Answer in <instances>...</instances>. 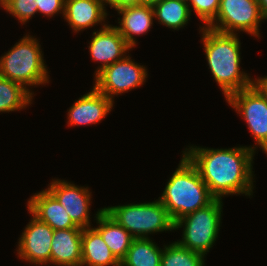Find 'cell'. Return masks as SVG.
I'll use <instances>...</instances> for the list:
<instances>
[{"label":"cell","mask_w":267,"mask_h":266,"mask_svg":"<svg viewBox=\"0 0 267 266\" xmlns=\"http://www.w3.org/2000/svg\"><path fill=\"white\" fill-rule=\"evenodd\" d=\"M256 147L211 149L190 146L183 154L197 168L215 199L224 195L253 193L252 161Z\"/></svg>","instance_id":"6da1fadb"},{"label":"cell","mask_w":267,"mask_h":266,"mask_svg":"<svg viewBox=\"0 0 267 266\" xmlns=\"http://www.w3.org/2000/svg\"><path fill=\"white\" fill-rule=\"evenodd\" d=\"M202 41L211 73L225 99L252 86V79L240 71V41L236 34L221 33L202 26Z\"/></svg>","instance_id":"7a4b0ae2"},{"label":"cell","mask_w":267,"mask_h":266,"mask_svg":"<svg viewBox=\"0 0 267 266\" xmlns=\"http://www.w3.org/2000/svg\"><path fill=\"white\" fill-rule=\"evenodd\" d=\"M178 168L168 180L159 201L176 222L210 204L215 198L201 179L197 168L182 154Z\"/></svg>","instance_id":"3957f363"},{"label":"cell","mask_w":267,"mask_h":266,"mask_svg":"<svg viewBox=\"0 0 267 266\" xmlns=\"http://www.w3.org/2000/svg\"><path fill=\"white\" fill-rule=\"evenodd\" d=\"M41 46L36 38L24 36L0 58V76L26 86L49 83Z\"/></svg>","instance_id":"277c9868"},{"label":"cell","mask_w":267,"mask_h":266,"mask_svg":"<svg viewBox=\"0 0 267 266\" xmlns=\"http://www.w3.org/2000/svg\"><path fill=\"white\" fill-rule=\"evenodd\" d=\"M104 211L134 238H149V233L176 230L175 222L159 199L149 203L104 207Z\"/></svg>","instance_id":"5b68a950"},{"label":"cell","mask_w":267,"mask_h":266,"mask_svg":"<svg viewBox=\"0 0 267 266\" xmlns=\"http://www.w3.org/2000/svg\"><path fill=\"white\" fill-rule=\"evenodd\" d=\"M222 200L214 199L207 206L185 215L175 222V229L183 228V238L177 242L191 251L209 252L215 243L221 223ZM184 225V226H183Z\"/></svg>","instance_id":"8992f818"},{"label":"cell","mask_w":267,"mask_h":266,"mask_svg":"<svg viewBox=\"0 0 267 266\" xmlns=\"http://www.w3.org/2000/svg\"><path fill=\"white\" fill-rule=\"evenodd\" d=\"M262 20L257 0H220L216 17L206 27L227 34L240 30L260 37L259 23Z\"/></svg>","instance_id":"52a82bcc"},{"label":"cell","mask_w":267,"mask_h":266,"mask_svg":"<svg viewBox=\"0 0 267 266\" xmlns=\"http://www.w3.org/2000/svg\"><path fill=\"white\" fill-rule=\"evenodd\" d=\"M127 56L106 66L95 75L94 87L113 100L114 95L126 93L146 82L147 69Z\"/></svg>","instance_id":"ba28073f"},{"label":"cell","mask_w":267,"mask_h":266,"mask_svg":"<svg viewBox=\"0 0 267 266\" xmlns=\"http://www.w3.org/2000/svg\"><path fill=\"white\" fill-rule=\"evenodd\" d=\"M226 101L242 115L257 145L267 154V100L252 85L231 94Z\"/></svg>","instance_id":"9c48e42d"},{"label":"cell","mask_w":267,"mask_h":266,"mask_svg":"<svg viewBox=\"0 0 267 266\" xmlns=\"http://www.w3.org/2000/svg\"><path fill=\"white\" fill-rule=\"evenodd\" d=\"M18 242V256L35 265L50 264L54 230L32 215Z\"/></svg>","instance_id":"30bf717a"},{"label":"cell","mask_w":267,"mask_h":266,"mask_svg":"<svg viewBox=\"0 0 267 266\" xmlns=\"http://www.w3.org/2000/svg\"><path fill=\"white\" fill-rule=\"evenodd\" d=\"M47 190L64 206L72 221L80 228L91 227L88 187H79L65 180H53Z\"/></svg>","instance_id":"8fae6325"},{"label":"cell","mask_w":267,"mask_h":266,"mask_svg":"<svg viewBox=\"0 0 267 266\" xmlns=\"http://www.w3.org/2000/svg\"><path fill=\"white\" fill-rule=\"evenodd\" d=\"M91 38L92 41L89 43L91 58L102 64L95 75L104 67L124 59L126 52L132 49L113 25L104 24L99 31L93 32Z\"/></svg>","instance_id":"7c38bea8"},{"label":"cell","mask_w":267,"mask_h":266,"mask_svg":"<svg viewBox=\"0 0 267 266\" xmlns=\"http://www.w3.org/2000/svg\"><path fill=\"white\" fill-rule=\"evenodd\" d=\"M114 101L93 89L81 96L68 111V126L97 124L111 111Z\"/></svg>","instance_id":"4fadbf2b"},{"label":"cell","mask_w":267,"mask_h":266,"mask_svg":"<svg viewBox=\"0 0 267 266\" xmlns=\"http://www.w3.org/2000/svg\"><path fill=\"white\" fill-rule=\"evenodd\" d=\"M27 206L30 214L53 230L80 228L72 221L64 206L47 189L32 195Z\"/></svg>","instance_id":"5bb4252c"},{"label":"cell","mask_w":267,"mask_h":266,"mask_svg":"<svg viewBox=\"0 0 267 266\" xmlns=\"http://www.w3.org/2000/svg\"><path fill=\"white\" fill-rule=\"evenodd\" d=\"M82 228L54 230L51 242L50 264L81 266Z\"/></svg>","instance_id":"9a60e30c"},{"label":"cell","mask_w":267,"mask_h":266,"mask_svg":"<svg viewBox=\"0 0 267 266\" xmlns=\"http://www.w3.org/2000/svg\"><path fill=\"white\" fill-rule=\"evenodd\" d=\"M103 0H65L64 18L74 32L102 23L107 17Z\"/></svg>","instance_id":"2e32d148"},{"label":"cell","mask_w":267,"mask_h":266,"mask_svg":"<svg viewBox=\"0 0 267 266\" xmlns=\"http://www.w3.org/2000/svg\"><path fill=\"white\" fill-rule=\"evenodd\" d=\"M122 18L115 26L125 41L133 48L136 45L134 35L147 33L153 24L154 9L145 5H134L117 10Z\"/></svg>","instance_id":"e0dca14e"},{"label":"cell","mask_w":267,"mask_h":266,"mask_svg":"<svg viewBox=\"0 0 267 266\" xmlns=\"http://www.w3.org/2000/svg\"><path fill=\"white\" fill-rule=\"evenodd\" d=\"M95 218L99 226L94 229L101 235L114 256L121 261L125 257L134 237L111 218L104 211V208L98 210Z\"/></svg>","instance_id":"ac0fdd59"},{"label":"cell","mask_w":267,"mask_h":266,"mask_svg":"<svg viewBox=\"0 0 267 266\" xmlns=\"http://www.w3.org/2000/svg\"><path fill=\"white\" fill-rule=\"evenodd\" d=\"M120 266L101 235L91 227L83 228L81 266Z\"/></svg>","instance_id":"d6986e66"},{"label":"cell","mask_w":267,"mask_h":266,"mask_svg":"<svg viewBox=\"0 0 267 266\" xmlns=\"http://www.w3.org/2000/svg\"><path fill=\"white\" fill-rule=\"evenodd\" d=\"M163 248L149 238H134L120 266H161Z\"/></svg>","instance_id":"ffe728a7"},{"label":"cell","mask_w":267,"mask_h":266,"mask_svg":"<svg viewBox=\"0 0 267 266\" xmlns=\"http://www.w3.org/2000/svg\"><path fill=\"white\" fill-rule=\"evenodd\" d=\"M190 4L179 0H162L153 7L154 17L174 30L184 27L191 18Z\"/></svg>","instance_id":"44dd1931"},{"label":"cell","mask_w":267,"mask_h":266,"mask_svg":"<svg viewBox=\"0 0 267 266\" xmlns=\"http://www.w3.org/2000/svg\"><path fill=\"white\" fill-rule=\"evenodd\" d=\"M32 92L21 84L0 76V112H12L31 104Z\"/></svg>","instance_id":"7402d4cb"},{"label":"cell","mask_w":267,"mask_h":266,"mask_svg":"<svg viewBox=\"0 0 267 266\" xmlns=\"http://www.w3.org/2000/svg\"><path fill=\"white\" fill-rule=\"evenodd\" d=\"M164 246L161 266H205L202 254L182 247L176 241Z\"/></svg>","instance_id":"603a6c76"},{"label":"cell","mask_w":267,"mask_h":266,"mask_svg":"<svg viewBox=\"0 0 267 266\" xmlns=\"http://www.w3.org/2000/svg\"><path fill=\"white\" fill-rule=\"evenodd\" d=\"M0 6L25 24L41 8V0H5Z\"/></svg>","instance_id":"cb8c5ba5"},{"label":"cell","mask_w":267,"mask_h":266,"mask_svg":"<svg viewBox=\"0 0 267 266\" xmlns=\"http://www.w3.org/2000/svg\"><path fill=\"white\" fill-rule=\"evenodd\" d=\"M188 3L205 27L216 17L220 6V0H190Z\"/></svg>","instance_id":"d4e9b609"},{"label":"cell","mask_w":267,"mask_h":266,"mask_svg":"<svg viewBox=\"0 0 267 266\" xmlns=\"http://www.w3.org/2000/svg\"><path fill=\"white\" fill-rule=\"evenodd\" d=\"M38 13L44 14L47 17L65 12V0H41V8H37ZM61 11V12H60Z\"/></svg>","instance_id":"484cf974"},{"label":"cell","mask_w":267,"mask_h":266,"mask_svg":"<svg viewBox=\"0 0 267 266\" xmlns=\"http://www.w3.org/2000/svg\"><path fill=\"white\" fill-rule=\"evenodd\" d=\"M104 4H109L111 8L119 10L120 8L134 5H141V0H103Z\"/></svg>","instance_id":"4316f807"},{"label":"cell","mask_w":267,"mask_h":266,"mask_svg":"<svg viewBox=\"0 0 267 266\" xmlns=\"http://www.w3.org/2000/svg\"><path fill=\"white\" fill-rule=\"evenodd\" d=\"M252 85L264 96L267 100V76L252 81Z\"/></svg>","instance_id":"83f0119b"},{"label":"cell","mask_w":267,"mask_h":266,"mask_svg":"<svg viewBox=\"0 0 267 266\" xmlns=\"http://www.w3.org/2000/svg\"><path fill=\"white\" fill-rule=\"evenodd\" d=\"M260 8V12L264 20L267 19V0H257Z\"/></svg>","instance_id":"f1b7e54d"},{"label":"cell","mask_w":267,"mask_h":266,"mask_svg":"<svg viewBox=\"0 0 267 266\" xmlns=\"http://www.w3.org/2000/svg\"><path fill=\"white\" fill-rule=\"evenodd\" d=\"M162 0H141V5L154 7Z\"/></svg>","instance_id":"f546056e"},{"label":"cell","mask_w":267,"mask_h":266,"mask_svg":"<svg viewBox=\"0 0 267 266\" xmlns=\"http://www.w3.org/2000/svg\"><path fill=\"white\" fill-rule=\"evenodd\" d=\"M179 1H183V2H186V3H188V1L190 2V0H179Z\"/></svg>","instance_id":"4dcf8cb0"}]
</instances>
